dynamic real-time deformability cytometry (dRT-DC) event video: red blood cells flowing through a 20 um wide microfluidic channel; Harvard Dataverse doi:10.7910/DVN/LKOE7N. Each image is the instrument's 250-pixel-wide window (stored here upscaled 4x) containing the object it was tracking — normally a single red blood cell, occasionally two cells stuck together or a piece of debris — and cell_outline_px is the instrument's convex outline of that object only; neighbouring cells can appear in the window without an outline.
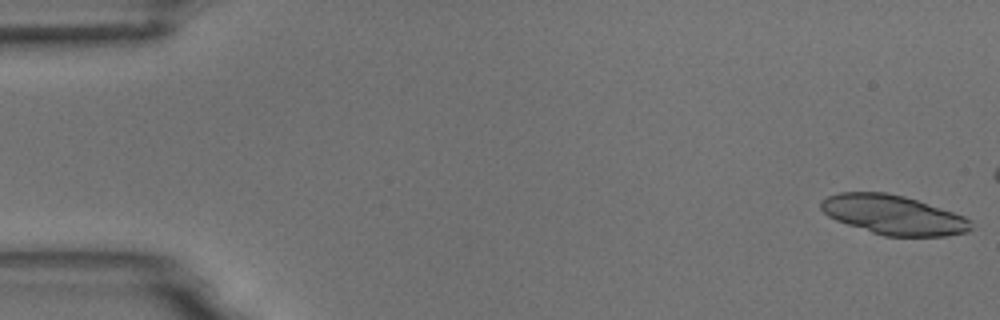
{"species": "common noctule bat (a hibernating species)", "species_latin": "Nyctalus noctula", "temperature_condition": "room temperature", "stored_images_in_passage": 13, "camera_frame_rate_fps": 3000, "um_per_image_px": 0.085, "animal": {"sex": "male", "body_mass_g": 18.8}, "frame": {"image": 1, "passage_image": 1, "time_ms": 0.0, "image_size_px": [1000, 320], "cell_outline_px": [[972, 228], [968, 232], [944, 236], [884, 236], [836, 220], [828, 216], [820, 208], [820, 200], [828, 196], [840, 192], [884, 192], [904, 196], [964, 216], [972, 220]], "centroid_in_image_um": [75.93, 18.26], "position_along_channel_um": 9.1, "area_um2": 34.22}}